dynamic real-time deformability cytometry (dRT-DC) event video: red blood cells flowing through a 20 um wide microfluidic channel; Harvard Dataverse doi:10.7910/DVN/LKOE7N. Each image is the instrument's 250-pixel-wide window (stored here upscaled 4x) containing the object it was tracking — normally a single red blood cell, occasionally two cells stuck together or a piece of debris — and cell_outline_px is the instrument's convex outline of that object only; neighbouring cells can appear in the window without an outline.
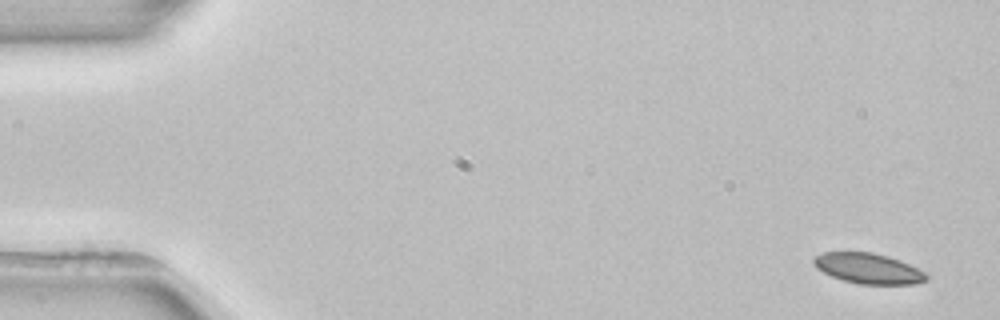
{"species": "common noctule bat (a hibernating species)", "species_latin": "Nyctalus noctula", "temperature_condition": "room temperature", "stored_images_in_passage": 3, "camera_frame_rate_fps": 3000, "um_per_image_px": 0.085, "animal": {"sex": "female", "body_mass_g": 22.7, "forearm_length_mm": 54.2}, "frame": {"image": 1, "passage_image": 1, "time_ms": 0.0, "image_size_px": [1000, 320], "cell_outline_px": [[928, 280], [916, 284], [860, 284], [844, 280], [832, 276], [816, 268], [812, 260], [816, 256], [824, 252], [872, 252], [888, 256], [900, 260], [924, 272], [928, 276]], "centroid_in_image_um": [73.81, 22.82], "position_along_channel_um": 11.2, "area_um2": 19.83}}
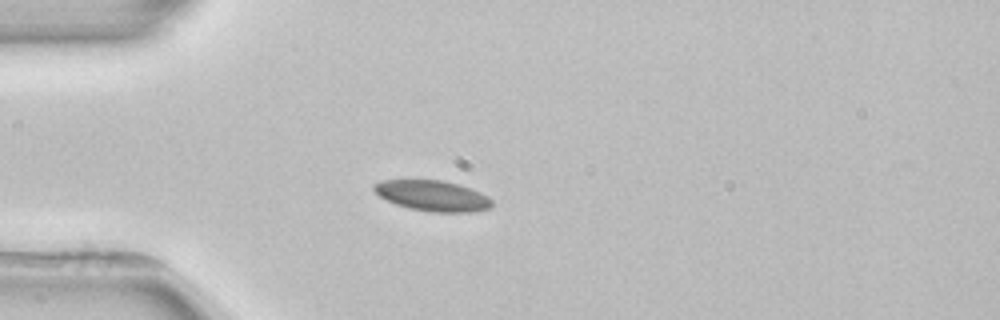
{"frame": {"image": 2, "passage_image": 3, "time_ms": 4.0, "image_size_px": [1000, 320], "cell_outline_px": [[492, 208], [472, 212], [432, 212], [408, 208], [396, 204], [380, 196], [372, 188], [372, 184], [380, 180], [444, 180], [480, 192], [488, 196], [492, 200]], "centroid_in_image_um": [36.77, 16.64], "position_along_channel_um": 48.2, "area_um2": 21.04}}